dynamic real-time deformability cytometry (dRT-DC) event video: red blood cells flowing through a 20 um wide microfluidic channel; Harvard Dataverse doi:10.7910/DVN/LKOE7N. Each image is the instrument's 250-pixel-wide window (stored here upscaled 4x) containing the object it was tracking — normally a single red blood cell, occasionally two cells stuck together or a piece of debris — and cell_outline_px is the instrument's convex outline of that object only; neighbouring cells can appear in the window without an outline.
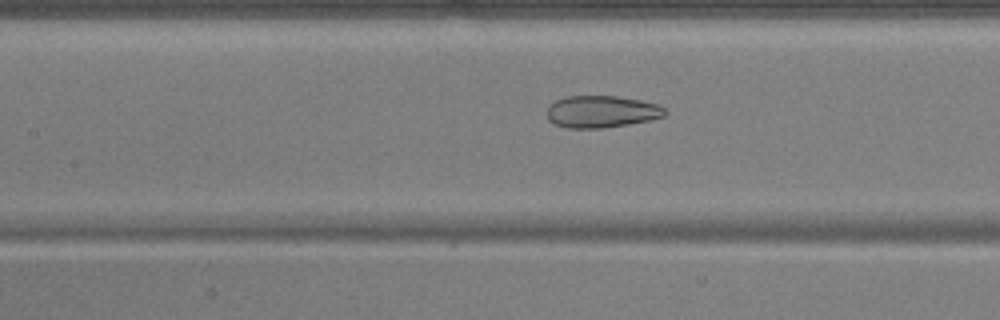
{"species": "common noctule bat (a hibernating species)", "species_latin": "Nyctalus noctula", "temperature_condition": "warm", "stored_images_in_passage": 54, "camera_frame_rate_fps": 3000, "um_per_image_px": 0.085, "animal": {"sex": "male", "body_mass_g": 17.9, "forearm_length_mm": 54.2}, "frame": {"image": 1, "passage_image": 25, "time_ms": 8.0, "image_size_px": [1000, 320], "cell_outline_px": [[668, 112], [664, 116], [652, 120], [604, 128], [568, 128], [556, 124], [548, 120], [548, 104], [556, 100], [568, 96], [616, 96], [640, 100], [656, 104], [664, 108]], "centroid_in_image_um": [51.14, 9.49], "position_along_channel_um": 156.3, "area_um2": 22.02}}
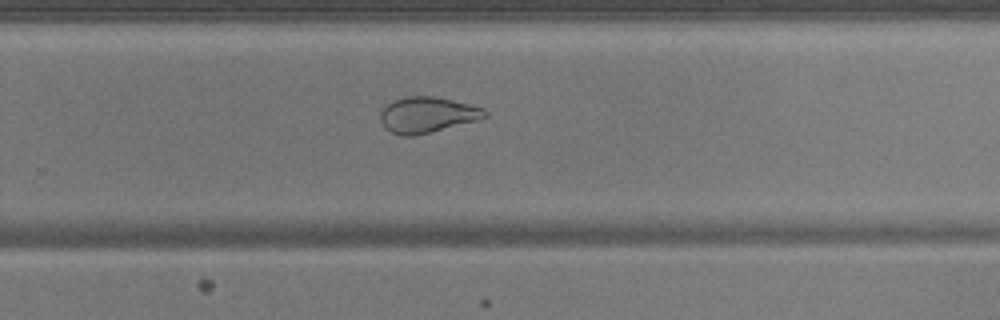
{"frame": {"image": 2, "passage_image": 36, "time_ms": 11.667, "image_size_px": [1000, 320], "cell_outline_px": [[488, 116], [480, 120], [412, 136], [400, 136], [384, 128], [380, 120], [380, 112], [384, 104], [392, 100], [404, 96], [436, 96], [484, 108], [488, 112]], "centroid_in_image_um": [36.29, 9.75], "position_along_channel_um": 293.5, "area_um2": 22.08}}
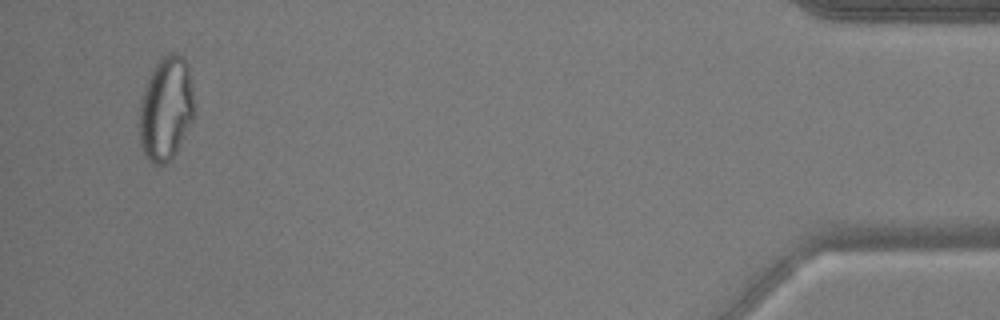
{"frame": {"image": 3, "passage_image": 52, "time_ms": 17.0, "image_size_px": [1000, 320], "cell_outline_px": [[192, 120], [176, 152], [164, 164], [156, 168], [148, 160], [140, 144], [140, 100], [144, 88], [152, 68], [156, 60], [160, 56], [168, 52], [176, 52], [184, 56], [188, 64], [192, 88]], "centroid_in_image_um": [14.08, 9.18], "position_along_channel_um": 421.1, "area_um2": 33.35}, "authors_computed_cell_mechanics": {"area_um2": 29.7959, "velocity_mm_per_s": 3.754, "shape_relaxation_time_tau1_ms": null, "shape_relaxation_time_tau2_ms": 1.3636, "deformation_change_tau1": null, "deformation_change_tau2": 0.0732}}